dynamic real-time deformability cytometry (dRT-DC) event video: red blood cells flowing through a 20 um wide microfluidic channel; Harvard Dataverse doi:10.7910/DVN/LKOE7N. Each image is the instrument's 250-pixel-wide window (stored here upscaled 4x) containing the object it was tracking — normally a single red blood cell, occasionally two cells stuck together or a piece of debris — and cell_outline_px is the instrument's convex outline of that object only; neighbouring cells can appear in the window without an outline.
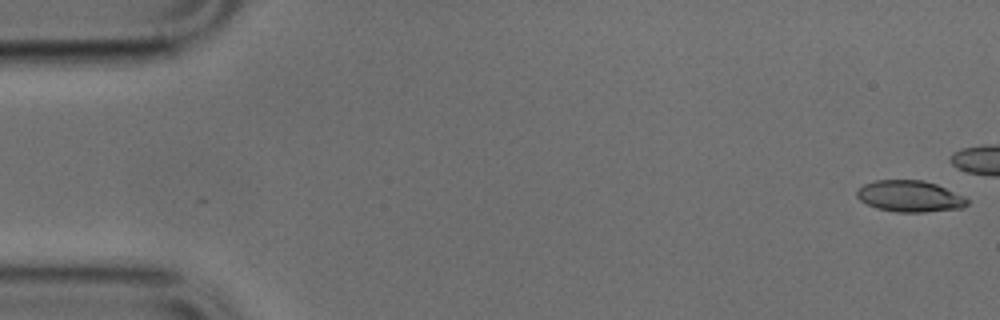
{"species": "common noctule bat (a hibernating species)", "species_latin": "Nyctalus noctula", "temperature_condition": "cold", "stored_images_in_passage": 9, "camera_frame_rate_fps": 3000, "um_per_image_px": 0.085, "animal": {"sex": "male", "body_mass_g": 17.9, "forearm_length_mm": 54.2}, "frame": {"image": 1, "passage_image": 1, "time_ms": 0.0, "image_size_px": [1000, 320], "cell_outline_px": [[968, 204], [964, 208], [924, 212], [896, 212], [876, 208], [860, 200], [856, 196], [856, 192], [864, 184], [876, 180], [924, 180], [936, 184], [964, 196], [968, 200]], "centroid_in_image_um": [77.34, 16.68], "position_along_channel_um": 7.7, "area_um2": 20.17}}